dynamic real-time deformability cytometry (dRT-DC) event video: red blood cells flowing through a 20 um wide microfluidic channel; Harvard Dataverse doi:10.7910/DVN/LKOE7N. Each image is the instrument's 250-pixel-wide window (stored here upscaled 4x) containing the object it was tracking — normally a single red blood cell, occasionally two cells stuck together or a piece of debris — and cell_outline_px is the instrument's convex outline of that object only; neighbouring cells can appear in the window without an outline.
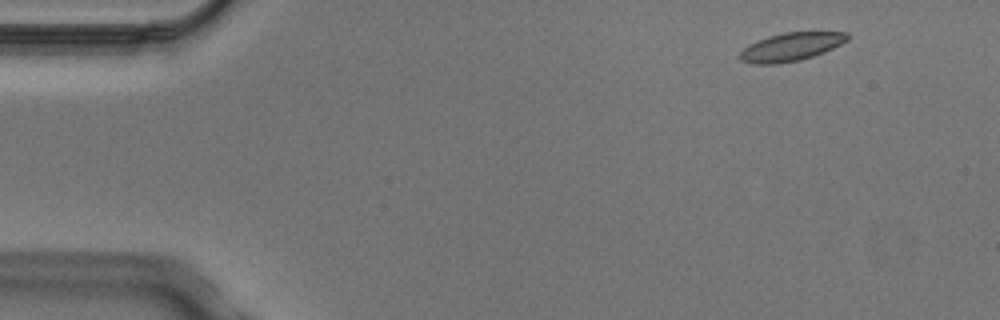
{"species": "Egyptian fruit bat (a non-hibernating species)", "species_latin": "Rousettus aegyptiacus", "temperature_condition": "cold", "stored_images_in_passage": 4, "segment_of_instrument_passage": [2, 2], "camera_frame_rate_fps": 3000, "um_per_image_px": 0.085, "animal": {"sex": "male"}, "frame": {"image": 1, "passage_image": 4, "time_ms": 1.0, "image_size_px": [1000, 320], "cell_outline_px": [[848, 40], [824, 52], [800, 60], [776, 64], [752, 64], [740, 60], [736, 56], [748, 44], [756, 40], [768, 36], [784, 32], [848, 32]], "centroid_in_image_um": [67.17, 3.98], "position_along_channel_um": 17.8, "area_um2": 17.8}}